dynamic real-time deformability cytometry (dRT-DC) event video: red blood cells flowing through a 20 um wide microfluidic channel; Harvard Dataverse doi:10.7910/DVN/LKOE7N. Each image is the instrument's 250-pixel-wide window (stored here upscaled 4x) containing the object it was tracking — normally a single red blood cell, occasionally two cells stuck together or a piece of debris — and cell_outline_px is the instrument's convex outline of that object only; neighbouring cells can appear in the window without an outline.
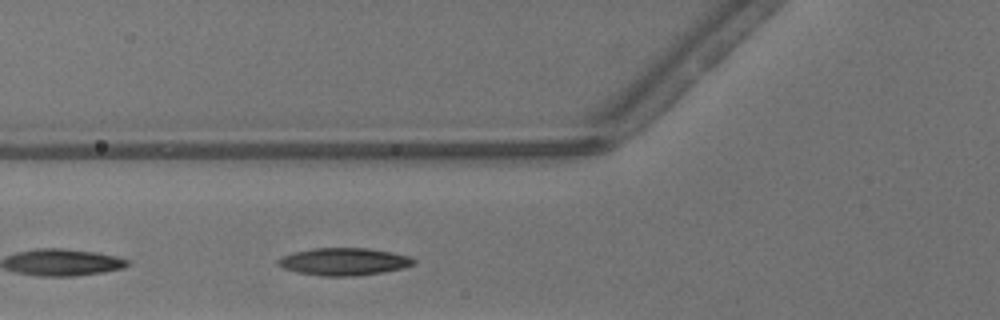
{"species": "common noctule bat (a hibernating species)", "species_latin": "Nyctalus noctula", "temperature_condition": "warm", "stored_images_in_passage": 23, "camera_frame_rate_fps": 3000, "um_per_image_px": 0.085, "animal": {"sex": "male", "body_mass_g": 13.3}, "frame": {"image": 1, "passage_image": 7, "time_ms": 2.0, "image_size_px": [1000, 320], "cell_outline_px": [[416, 264], [404, 268], [356, 276], [324, 276], [296, 272], [284, 268], [276, 264], [276, 260], [292, 252], [312, 248], [368, 248], [392, 252], [408, 256], [416, 260]], "centroid_in_image_um": [29.23, 22.23], "position_along_channel_um": 96.6, "area_um2": 21.73}}
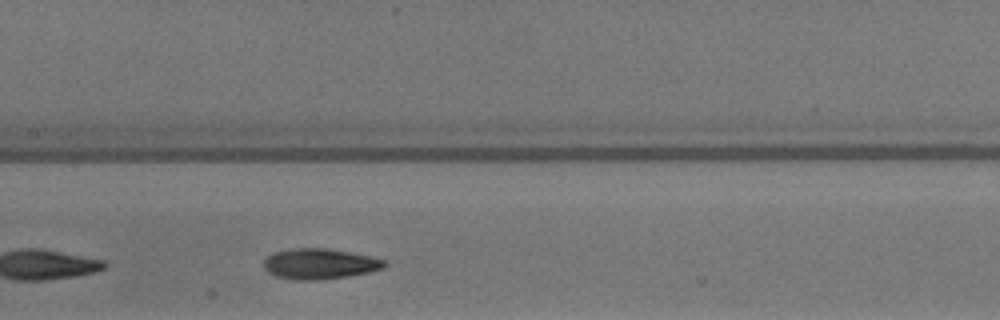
{"frame": {"image": 2, "passage_image": 13, "time_ms": 4.0, "image_size_px": [1000, 320], "cell_outline_px": [[388, 264], [384, 268], [368, 272], [348, 276], [320, 280], [300, 280], [276, 276], [268, 272], [264, 268], [264, 260], [268, 256], [276, 252], [288, 248], [328, 248], [372, 256], [384, 260]], "centroid_in_image_um": [27.19, 22.42], "position_along_channel_um": 180.2, "area_um2": 21.5}}
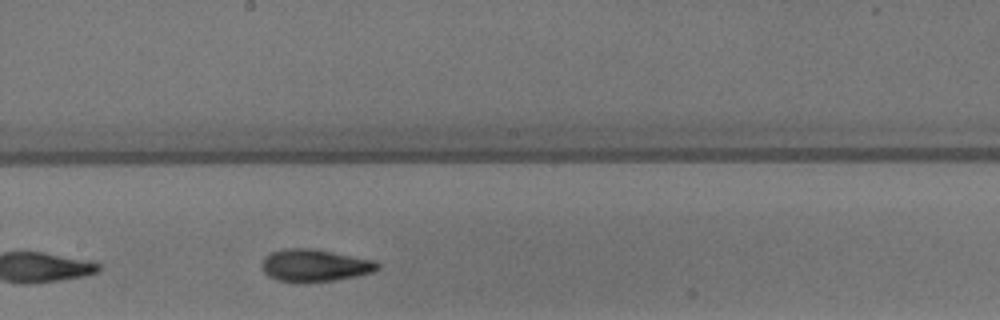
{"frame": {"image": 3, "passage_image": 16, "time_ms": 5.0, "image_size_px": [1000, 320], "cell_outline_px": [[380, 264], [372, 272], [336, 280], [276, 280], [268, 276], [260, 268], [260, 264], [264, 256], [272, 252], [284, 248], [312, 248], [372, 260]], "centroid_in_image_um": [26.67, 22.52], "position_along_channel_um": 221.5, "area_um2": 21.15}}